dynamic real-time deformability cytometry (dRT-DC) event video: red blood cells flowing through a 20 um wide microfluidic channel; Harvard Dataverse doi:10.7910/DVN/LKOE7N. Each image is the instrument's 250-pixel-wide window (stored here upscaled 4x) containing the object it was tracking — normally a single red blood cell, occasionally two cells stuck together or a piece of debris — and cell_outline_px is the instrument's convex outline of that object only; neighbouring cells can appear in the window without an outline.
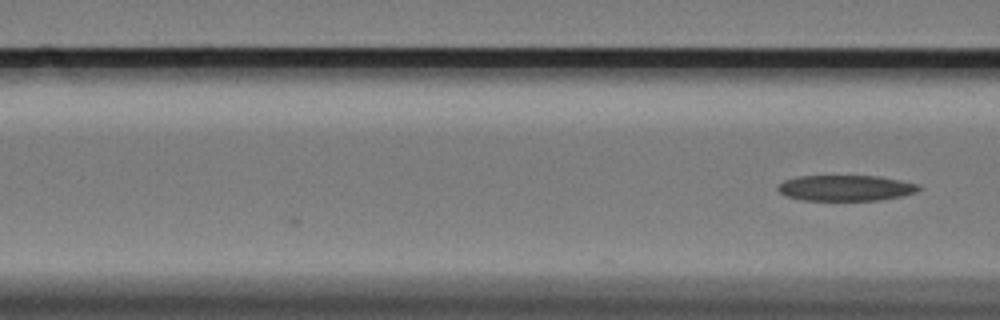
{"species": "Egyptian fruit bat (a non-hibernating species)", "species_latin": "Rousettus aegyptiacus", "temperature_condition": "cold", "stored_images_in_passage": 5, "camera_frame_rate_fps": 3000, "um_per_image_px": 0.085, "animal": {"sex": "female"}, "frame": {"image": 1, "passage_image": 5, "time_ms": 1.333, "image_size_px": [1000, 320], "cell_outline_px": [[924, 188], [916, 192], [904, 196], [880, 200], [804, 200], [784, 196], [776, 188], [784, 180], [796, 176], [880, 176], [920, 184]], "centroid_in_image_um": [71.93, 15.98], "position_along_channel_um": 94.7, "area_um2": 21.39}}